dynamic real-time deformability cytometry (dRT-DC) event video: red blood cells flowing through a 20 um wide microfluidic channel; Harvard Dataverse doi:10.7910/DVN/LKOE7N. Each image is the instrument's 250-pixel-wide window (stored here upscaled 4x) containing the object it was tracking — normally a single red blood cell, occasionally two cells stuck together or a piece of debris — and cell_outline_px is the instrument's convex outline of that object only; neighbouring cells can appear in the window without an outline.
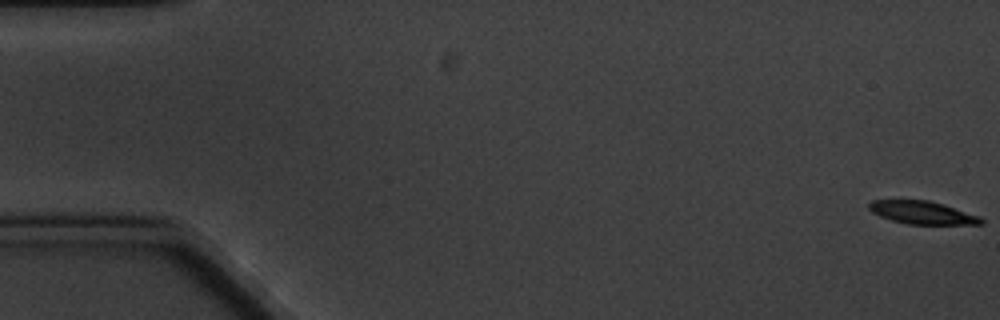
{"species": "common noctule bat (a hibernating species)", "species_latin": "Nyctalus noctula", "temperature_condition": "cold", "stored_images_in_passage": 6, "camera_frame_rate_fps": 3000, "um_per_image_px": 0.085, "animal": {"sex": "male", "body_mass_g": 20.1, "forearm_length_mm": 53.5}, "frame": {"image": 1, "passage_image": 1, "time_ms": 0.0, "image_size_px": [1000, 320], "cell_outline_px": [[984, 224], [908, 224], [892, 220], [880, 216], [872, 212], [868, 208], [868, 204], [872, 200], [928, 200], [944, 204], [980, 216], [984, 220]], "centroid_in_image_um": [78.41, 18.07], "position_along_channel_um": 6.6, "area_um2": 14.97}}
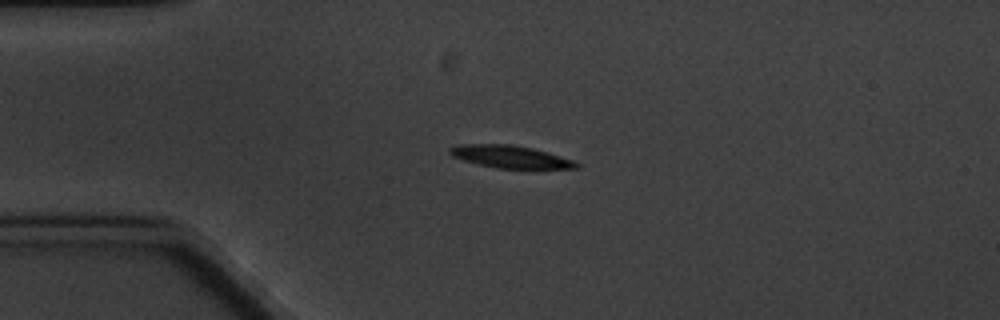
{"frame": {"image": 2, "passage_image": 5, "time_ms": 4.667, "image_size_px": [1000, 320], "cell_outline_px": [[580, 168], [496, 168], [464, 160], [452, 156], [448, 152], [448, 148], [460, 144], [512, 144], [532, 148], [548, 152], [576, 160], [580, 164]], "centroid_in_image_um": [43.42, 13.31], "position_along_channel_um": 41.6, "area_um2": 16.59}}